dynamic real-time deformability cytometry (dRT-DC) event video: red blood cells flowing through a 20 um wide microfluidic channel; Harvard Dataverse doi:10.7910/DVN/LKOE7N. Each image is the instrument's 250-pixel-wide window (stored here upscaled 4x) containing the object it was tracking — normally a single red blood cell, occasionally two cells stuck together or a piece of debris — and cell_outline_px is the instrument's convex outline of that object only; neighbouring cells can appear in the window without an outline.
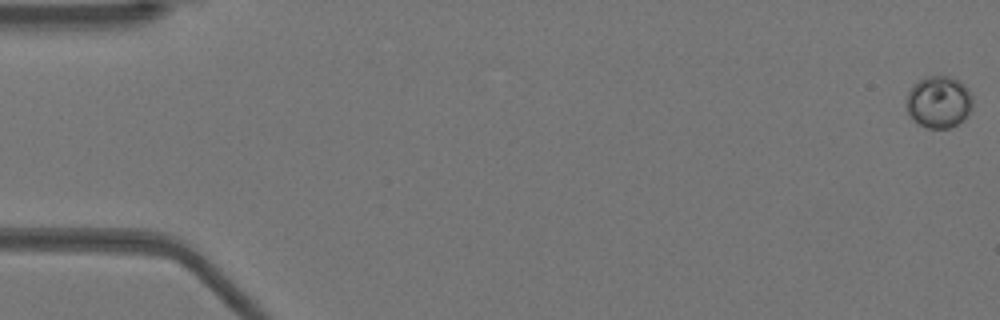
{"species": "Egyptian fruit bat (a non-hibernating species)", "species_latin": "Rousettus aegyptiacus", "temperature_condition": "warm", "stored_images_in_passage": 11, "camera_frame_rate_fps": 3000, "um_per_image_px": 0.085, "animal": {"sex": "female"}, "frame": {"image": 1, "passage_image": 1, "time_ms": 0.0, "image_size_px": [1000, 320], "cell_outline_px": [[972, 112], [956, 124], [948, 128], [928, 128], [920, 124], [908, 112], [908, 92], [920, 80], [928, 76], [948, 76], [960, 80], [968, 88], [972, 96]], "centroid_in_image_um": [79.87, 8.65], "position_along_channel_um": 5.1, "area_um2": 19.71}}